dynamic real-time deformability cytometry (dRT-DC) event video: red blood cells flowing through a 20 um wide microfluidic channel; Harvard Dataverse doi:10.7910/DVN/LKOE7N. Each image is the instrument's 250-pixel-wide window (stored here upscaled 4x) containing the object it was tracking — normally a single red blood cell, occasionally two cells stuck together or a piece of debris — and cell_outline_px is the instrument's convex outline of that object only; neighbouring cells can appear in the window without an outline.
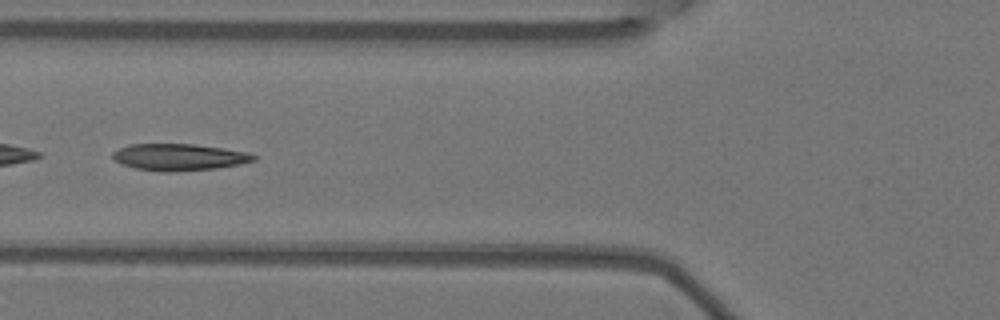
{"species": "Egyptian fruit bat (a non-hibernating species)", "species_latin": "Rousettus aegyptiacus", "temperature_condition": "warm", "stored_images_in_passage": 6, "camera_frame_rate_fps": 3000, "um_per_image_px": 0.085, "animal": {"sex": "female"}, "frame": {"image": 1, "passage_image": 6, "time_ms": 1.667, "image_size_px": [1000, 320], "cell_outline_px": [[256, 160], [240, 164], [216, 168], [168, 172], [160, 172], [136, 168], [120, 164], [112, 156], [112, 152], [128, 144], [192, 144], [248, 152], [256, 156]], "centroid_in_image_um": [15.2, 13.36], "position_along_channel_um": 110.6, "area_um2": 21.85}}